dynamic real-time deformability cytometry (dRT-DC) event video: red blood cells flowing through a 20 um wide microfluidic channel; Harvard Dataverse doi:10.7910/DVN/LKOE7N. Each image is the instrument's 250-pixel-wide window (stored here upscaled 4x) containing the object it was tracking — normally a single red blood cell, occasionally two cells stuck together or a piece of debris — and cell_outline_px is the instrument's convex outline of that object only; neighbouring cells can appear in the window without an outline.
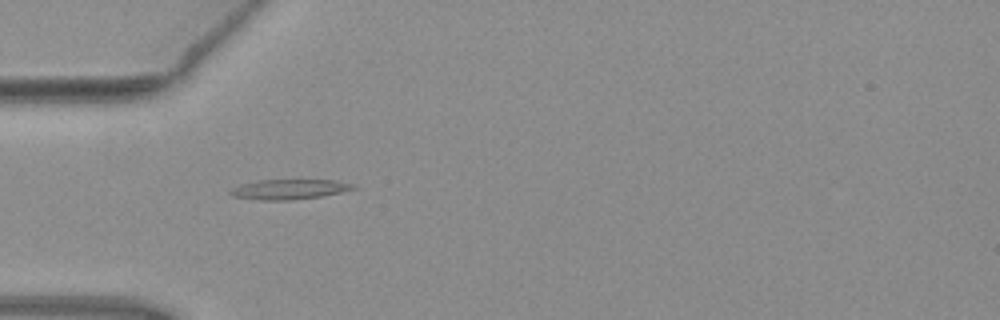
{"species": "common noctule bat (a hibernating species)", "species_latin": "Nyctalus noctula", "temperature_condition": "warm", "stored_images_in_passage": 5, "camera_frame_rate_fps": 3000, "um_per_image_px": 0.085, "animal": {"sex": "female", "body_mass_g": 19.3, "forearm_length_mm": 54.1}, "frame": {"image": 1, "passage_image": 3, "time_ms": 0.667, "image_size_px": [1000, 320], "cell_outline_px": [[356, 188], [340, 192], [320, 196], [292, 200], [264, 200], [232, 196], [228, 192], [232, 188], [240, 184], [260, 180], [336, 180], [352, 184]], "centroid_in_image_um": [24.54, 16.08], "position_along_channel_um": 60.5, "area_um2": 14.1}}
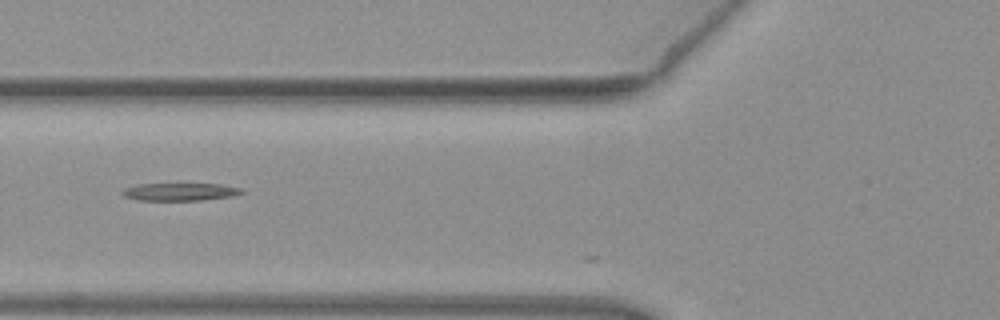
{"frame": {"image": 2, "passage_image": 4, "time_ms": 1.0, "image_size_px": [1000, 320], "cell_outline_px": [[244, 192], [232, 196], [200, 200], [136, 200], [124, 196], [120, 192], [124, 188], [136, 184], [220, 184], [240, 188]], "centroid_in_image_um": [15.24, 16.3], "position_along_channel_um": 110.6, "area_um2": 12.2}}
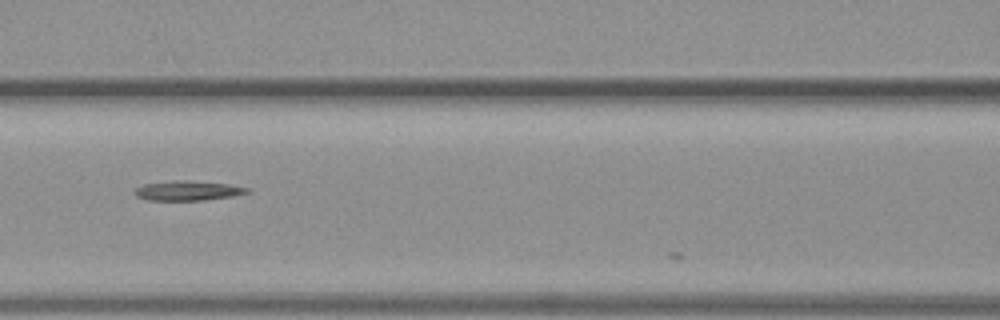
{"frame": {"image": 3, "passage_image": 5, "time_ms": 1.333, "image_size_px": [1000, 320], "cell_outline_px": [[252, 192], [232, 196], [204, 200], [148, 200], [136, 196], [132, 192], [136, 188], [144, 184], [172, 180], [188, 180], [228, 184], [252, 188]], "centroid_in_image_um": [15.99, 16.2], "position_along_channel_um": 150.6, "area_um2": 13.06}}